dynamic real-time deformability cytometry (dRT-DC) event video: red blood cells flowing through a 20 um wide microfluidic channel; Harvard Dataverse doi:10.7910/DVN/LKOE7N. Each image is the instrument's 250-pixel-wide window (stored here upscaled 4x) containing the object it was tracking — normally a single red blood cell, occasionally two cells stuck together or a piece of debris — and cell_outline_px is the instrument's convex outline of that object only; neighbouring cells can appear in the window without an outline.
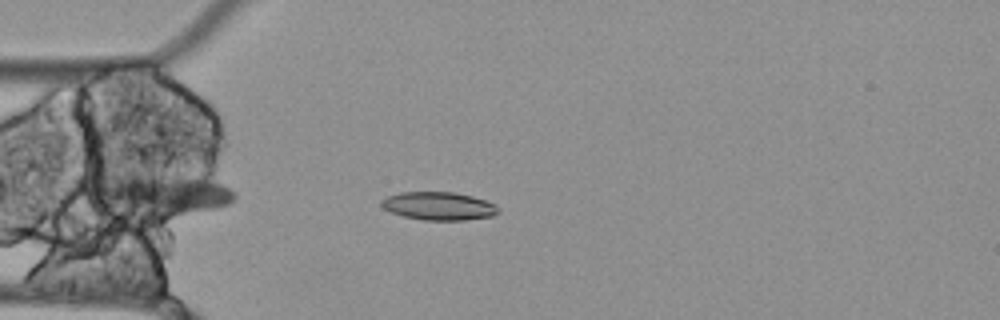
{"species": "Egyptian fruit bat (a non-hibernating species)", "species_latin": "Rousettus aegyptiacus", "temperature_condition": "cold", "stored_images_in_passage": 7, "camera_frame_rate_fps": 3000, "um_per_image_px": 0.085, "animal": {"sex": "female"}, "frame": {"image": 1, "passage_image": 2, "time_ms": 0.333, "image_size_px": [1000, 320], "cell_outline_px": [[500, 212], [492, 216], [464, 220], [424, 220], [404, 216], [392, 212], [384, 208], [380, 204], [380, 200], [388, 196], [400, 192], [456, 192], [472, 196], [484, 200], [500, 208]], "centroid_in_image_um": [37.29, 17.51], "position_along_channel_um": 47.7, "area_um2": 19.07}}